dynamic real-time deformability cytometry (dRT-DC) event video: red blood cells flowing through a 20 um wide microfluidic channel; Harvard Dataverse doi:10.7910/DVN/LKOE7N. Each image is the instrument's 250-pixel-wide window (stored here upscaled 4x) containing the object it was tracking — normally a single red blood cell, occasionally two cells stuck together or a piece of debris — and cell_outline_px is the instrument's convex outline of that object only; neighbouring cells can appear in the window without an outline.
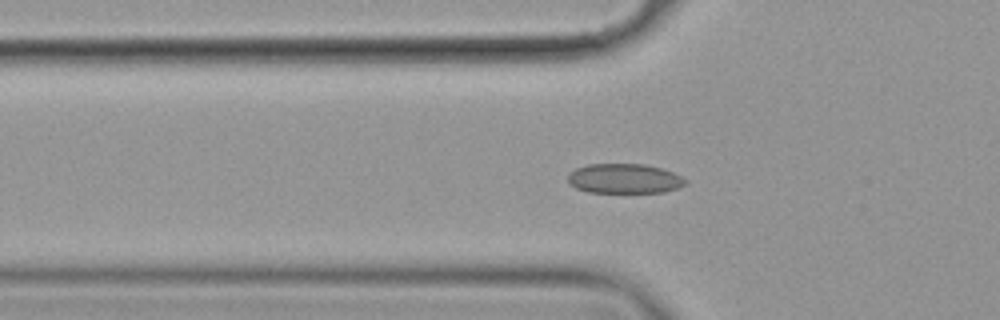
{"species": "common noctule bat (a hibernating species)", "species_latin": "Nyctalus noctula", "temperature_condition": "cold", "stored_images_in_passage": 58, "camera_frame_rate_fps": 3000, "um_per_image_px": 0.085, "animal": {"sex": "female", "body_mass_g": 19.9}, "frame": {"image": 1, "passage_image": 19, "time_ms": 6.0, "image_size_px": [1000, 320], "cell_outline_px": [[688, 184], [664, 192], [588, 192], [576, 188], [568, 180], [568, 172], [576, 168], [588, 164], [644, 164], [660, 168], [672, 172], [688, 180]], "centroid_in_image_um": [53.07, 15.18], "position_along_channel_um": 72.7, "area_um2": 20.29}}
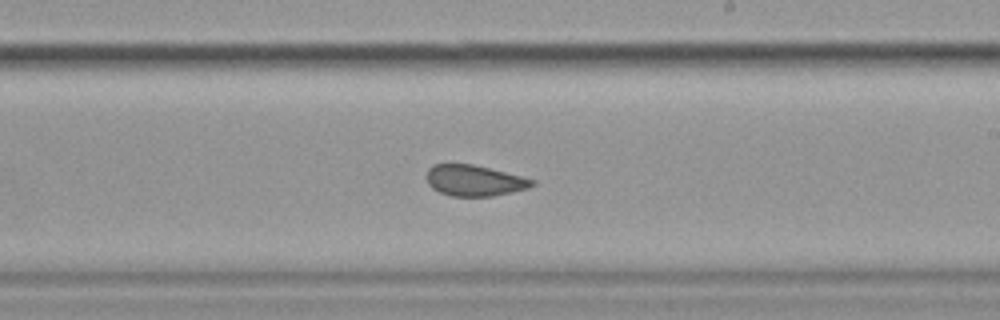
{"frame": {"image": 2, "passage_image": 34, "time_ms": 11.0, "image_size_px": [1000, 320], "cell_outline_px": [[536, 184], [528, 188], [492, 196], [452, 196], [440, 192], [432, 188], [428, 184], [428, 168], [432, 164], [472, 164], [536, 180]], "centroid_in_image_um": [40.32, 15.34], "position_along_channel_um": 248.7, "area_um2": 18.79}}
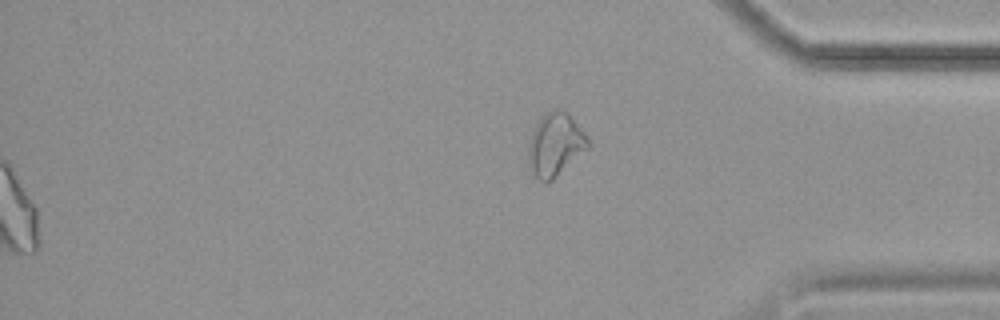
{"frame": {"image": 3, "passage_image": 58, "time_ms": 19.0, "image_size_px": [1000, 320], "cell_outline_px": [[588, 148], [548, 184], [544, 184], [536, 176], [528, 164], [528, 144], [532, 132], [536, 124], [548, 112], [556, 108], [564, 108], [568, 112], [588, 136]], "centroid_in_image_um": [47.2, 12.29], "position_along_channel_um": 388.0, "area_um2": 21.91}, "authors_computed_cell_mechanics": {"area_um2": 21.2415, "velocity_mm_per_s": 3.5278, "shape_relaxation_time_tau1_ms": null, "shape_relaxation_time_tau2_ms": 1.6288, "deformation_change_tau1": null, "deformation_change_tau2": 0.0485}}